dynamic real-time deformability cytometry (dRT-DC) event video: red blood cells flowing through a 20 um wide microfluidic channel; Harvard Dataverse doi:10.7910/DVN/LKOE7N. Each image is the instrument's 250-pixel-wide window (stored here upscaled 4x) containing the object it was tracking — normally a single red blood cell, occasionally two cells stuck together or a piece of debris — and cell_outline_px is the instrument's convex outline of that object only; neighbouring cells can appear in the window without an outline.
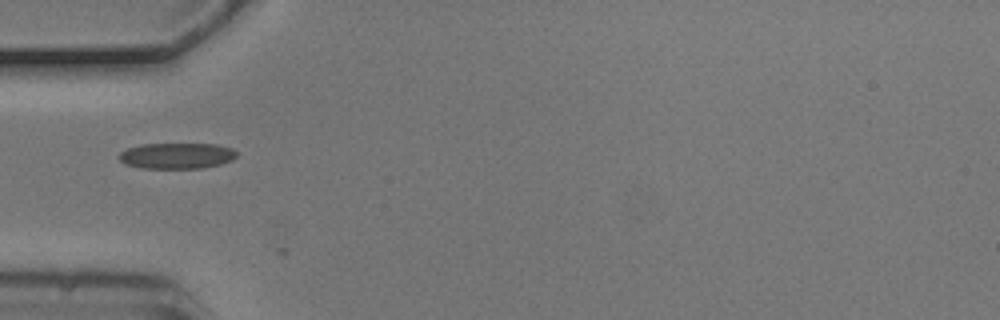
{"species": "common noctule bat (a hibernating species)", "species_latin": "Nyctalus noctula", "temperature_condition": "cold", "stored_images_in_passage": 6, "camera_frame_rate_fps": 3000, "um_per_image_px": 0.085, "animal": {"sex": "male", "body_mass_g": 20.5, "forearm_length_mm": 52.5}, "frame": {"image": 1, "passage_image": 1, "time_ms": 0.0, "image_size_px": [1000, 320], "cell_outline_px": [[236, 156], [232, 160], [220, 164], [200, 168], [140, 168], [124, 164], [120, 160], [120, 152], [128, 148], [140, 144], [216, 144], [232, 148], [236, 152]], "centroid_in_image_um": [15.01, 13.24], "position_along_channel_um": 70.0, "area_um2": 17.69}}
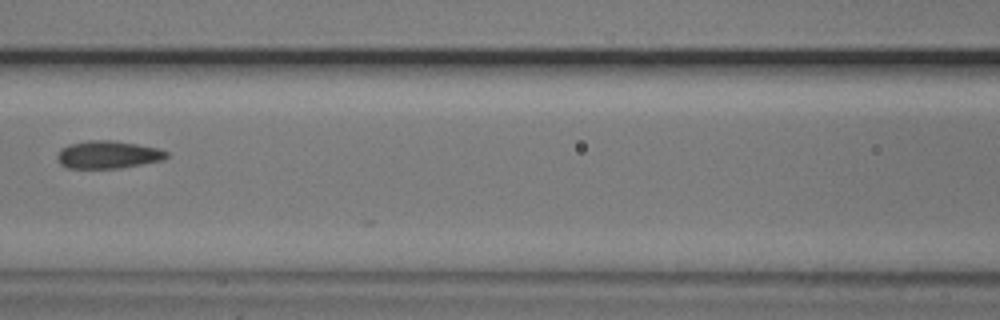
{"frame": {"image": 2, "passage_image": 3, "time_ms": 0.667, "image_size_px": [1000, 320], "cell_outline_px": [[168, 156], [164, 160], [120, 168], [68, 168], [60, 164], [56, 160], [56, 156], [60, 148], [68, 144], [88, 140], [112, 140], [160, 148], [168, 152]], "centroid_in_image_um": [9.16, 13.14], "position_along_channel_um": 157.4, "area_um2": 17.86}}